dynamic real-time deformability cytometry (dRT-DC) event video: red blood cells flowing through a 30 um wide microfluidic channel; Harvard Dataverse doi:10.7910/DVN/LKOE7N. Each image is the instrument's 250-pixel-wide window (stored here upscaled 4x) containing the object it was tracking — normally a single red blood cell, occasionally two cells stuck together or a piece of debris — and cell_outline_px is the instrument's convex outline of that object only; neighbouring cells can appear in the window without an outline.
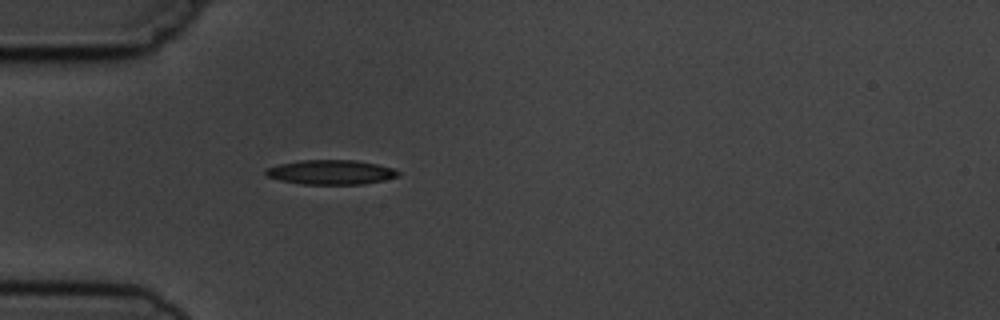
{"species": "common noctule bat (a hibernating species)", "species_latin": "Nyctalus noctula", "temperature_condition": "cold", "stored_images_in_passage": 1, "camera_frame_rate_fps": 3000, "um_per_image_px": 0.085, "animal": {"sex": "male", "body_mass_g": 19.5, "forearm_length_mm": 54.6}, "frame": {"image": 1, "passage_image": 1, "time_ms": 0.0, "image_size_px": [1000, 320], "cell_outline_px": [[400, 176], [384, 180], [364, 184], [300, 184], [280, 180], [268, 176], [264, 172], [264, 168], [280, 164], [300, 160], [356, 160], [376, 164], [392, 168], [400, 172]], "centroid_in_image_um": [28.12, 14.64], "position_along_channel_um": 56.9, "area_um2": 18.96}}